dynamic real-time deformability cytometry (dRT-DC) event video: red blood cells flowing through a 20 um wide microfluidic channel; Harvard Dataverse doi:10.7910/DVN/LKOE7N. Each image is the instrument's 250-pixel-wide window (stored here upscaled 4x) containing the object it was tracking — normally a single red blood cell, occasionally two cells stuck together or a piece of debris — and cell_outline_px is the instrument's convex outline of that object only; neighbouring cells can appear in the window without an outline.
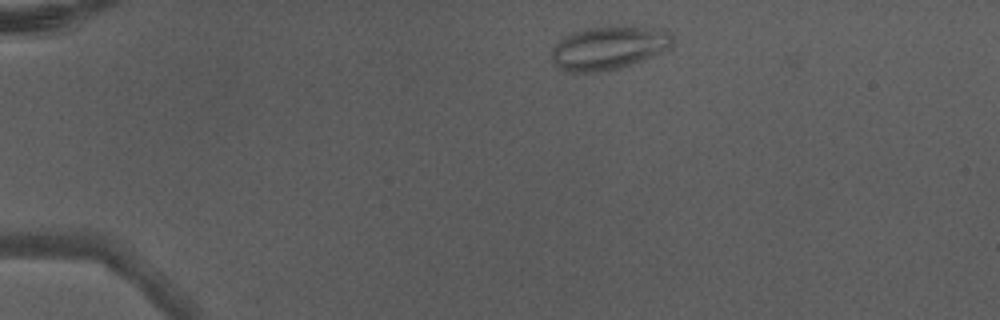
{"species": "Egyptian fruit bat (a non-hibernating species)", "species_latin": "Rousettus aegyptiacus", "temperature_condition": "warm", "stored_images_in_passage": 4, "camera_frame_rate_fps": 3000, "um_per_image_px": 0.085, "animal": {"sex": "male"}, "frame": {"image": 1, "passage_image": 4, "time_ms": 1.0, "image_size_px": [1000, 320], "cell_outline_px": [[672, 44], [668, 48], [660, 52], [620, 68], [600, 72], [568, 72], [560, 68], [552, 60], [552, 48], [564, 36], [572, 32], [584, 28], [668, 28], [672, 32]], "centroid_in_image_um": [51.72, 4.08], "position_along_channel_um": 33.3, "area_um2": 30.0}}